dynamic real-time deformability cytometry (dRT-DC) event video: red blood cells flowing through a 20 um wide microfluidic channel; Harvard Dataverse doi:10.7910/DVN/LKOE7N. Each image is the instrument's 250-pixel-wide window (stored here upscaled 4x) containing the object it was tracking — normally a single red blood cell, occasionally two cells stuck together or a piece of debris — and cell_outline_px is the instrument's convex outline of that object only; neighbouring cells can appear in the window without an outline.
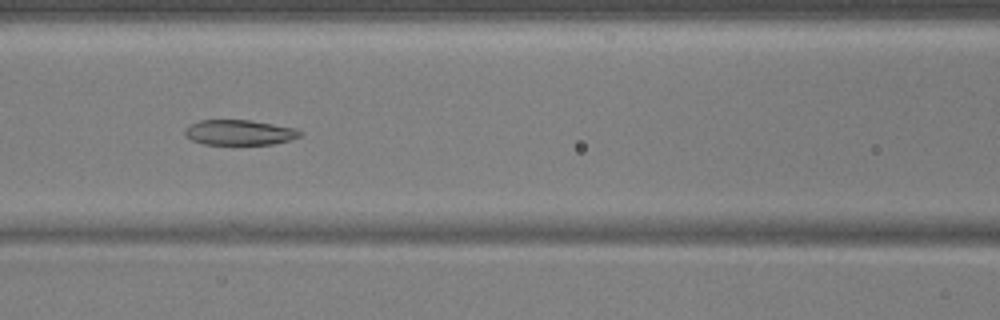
{"species": "common noctule bat (a hibernating species)", "species_latin": "Nyctalus noctula", "temperature_condition": "warm", "stored_images_in_passage": 55, "camera_frame_rate_fps": 3000, "um_per_image_px": 0.085, "animal": {"sex": "male", "body_mass_g": 17.9, "forearm_length_mm": 54.2}, "frame": {"image": 1, "passage_image": 24, "time_ms": 7.667, "image_size_px": [1000, 320], "cell_outline_px": [[304, 132], [300, 136], [288, 140], [272, 144], [204, 144], [192, 140], [184, 136], [184, 132], [192, 124], [200, 120], [248, 120], [296, 128]], "centroid_in_image_um": [20.36, 11.26], "position_along_channel_um": 146.2, "area_um2": 16.7}}
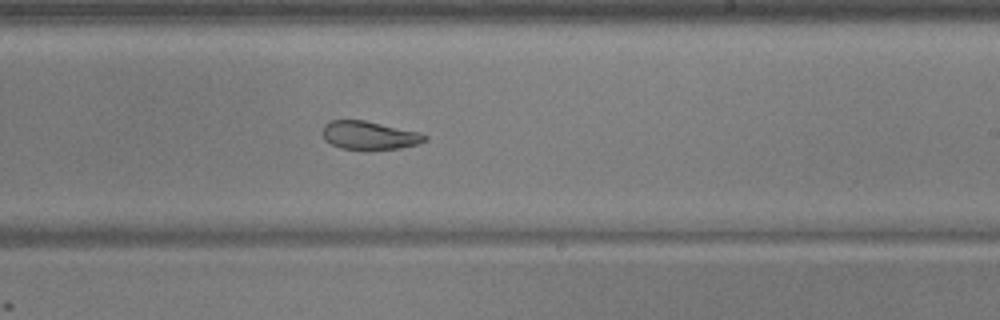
{"frame": {"image": 2, "passage_image": 33, "time_ms": 10.667, "image_size_px": [1000, 320], "cell_outline_px": [[428, 140], [416, 144], [400, 148], [340, 148], [324, 140], [324, 124], [328, 120], [364, 120], [420, 132], [428, 136]], "centroid_in_image_um": [31.4, 11.48], "position_along_channel_um": 257.6, "area_um2": 16.53}}
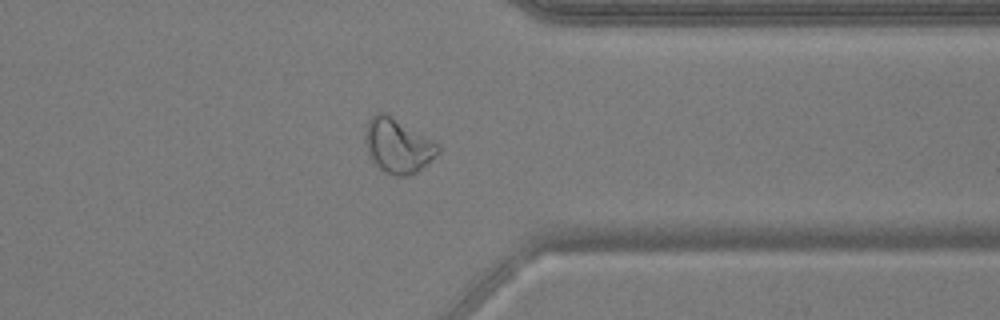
{"frame": {"image": 3, "passage_image": 43, "time_ms": 14.0, "image_size_px": [1000, 320], "cell_outline_px": [[440, 152], [412, 176], [392, 176], [384, 172], [372, 164], [368, 156], [364, 140], [364, 136], [368, 120], [376, 112], [384, 112], [436, 144], [440, 148]], "centroid_in_image_um": [33.73, 12.44], "position_along_channel_um": 377.7, "area_um2": 22.95}, "authors_computed_cell_mechanics": {"area_um2": 21.1548, "velocity_mm_per_s": 3.7262, "shape_relaxation_time_tau1_ms": 10.2166, "shape_relaxation_time_tau2_ms": 3.3835, "deformation_change_tau1": 0.245, "deformation_change_tau2": 0.1096}}